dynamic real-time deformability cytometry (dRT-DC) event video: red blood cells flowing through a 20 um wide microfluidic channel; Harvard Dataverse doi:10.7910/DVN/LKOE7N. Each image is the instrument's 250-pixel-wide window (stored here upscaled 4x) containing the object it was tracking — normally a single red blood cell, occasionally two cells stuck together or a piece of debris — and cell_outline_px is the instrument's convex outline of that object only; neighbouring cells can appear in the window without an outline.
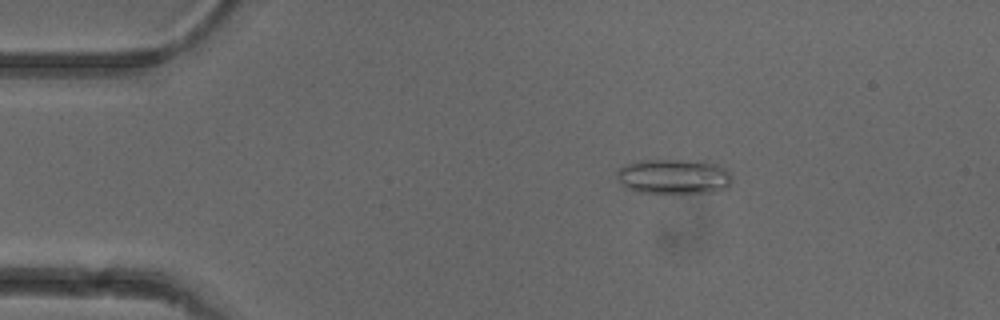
{"species": "common noctule bat (a hibernating species)", "species_latin": "Nyctalus noctula", "temperature_condition": "cold", "stored_images_in_passage": 51, "camera_frame_rate_fps": 3000, "um_per_image_px": 0.085, "animal": {"sex": "female"}, "frame": {"image": 1, "passage_image": 8, "time_ms": 2.333, "image_size_px": [1000, 320], "cell_outline_px": [[732, 180], [728, 188], [720, 192], [640, 192], [624, 188], [616, 176], [616, 172], [624, 164], [640, 160], [704, 160], [716, 164], [724, 168], [732, 176]], "centroid_in_image_um": [57.28, 14.99], "position_along_channel_um": 27.7, "area_um2": 23.76}}
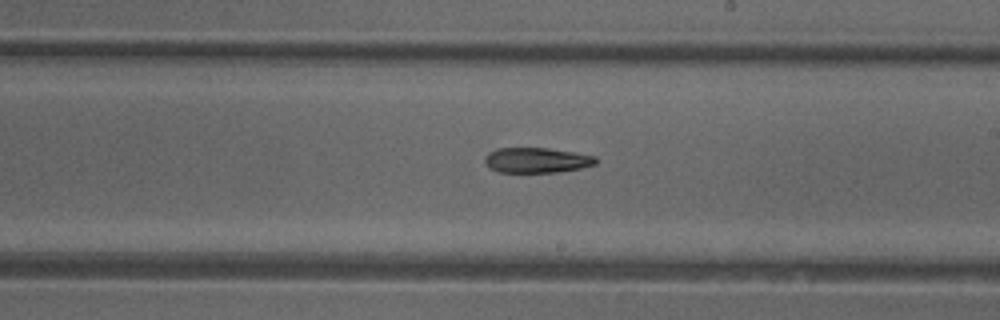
{"frame": {"image": 2, "passage_image": 29, "time_ms": 9.333, "image_size_px": [1000, 320], "cell_outline_px": [[596, 164], [580, 168], [556, 172], [496, 172], [488, 168], [484, 160], [484, 156], [488, 152], [496, 148], [548, 148], [576, 152], [596, 156]], "centroid_in_image_um": [45.57, 13.61], "position_along_channel_um": 243.4, "area_um2": 16.47}}
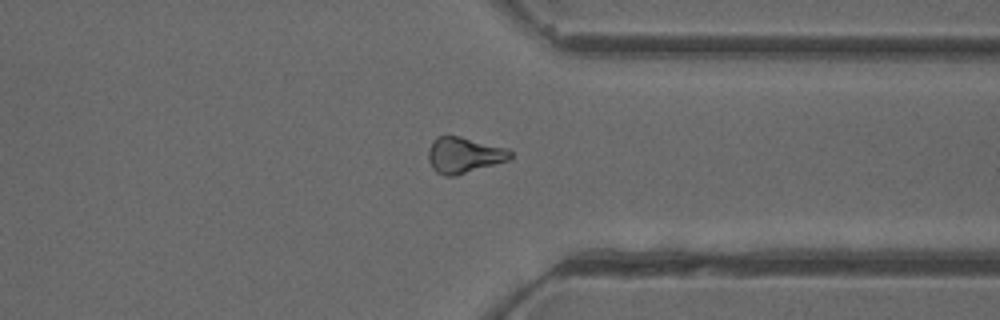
{"frame": {"image": 3, "passage_image": 39, "time_ms": 12.667, "image_size_px": [1000, 320], "cell_outline_px": [[512, 156], [508, 160], [456, 176], [444, 176], [436, 172], [432, 168], [428, 160], [428, 148], [432, 140], [436, 136], [460, 136], [508, 148], [512, 152]], "centroid_in_image_um": [39.41, 13.18], "position_along_channel_um": 372.0, "area_um2": 17.34}, "authors_computed_cell_mechanics": {"area_um2": 17.629, "velocity_mm_per_s": 3.9279, "shape_relaxation_time_tau1_ms": 8.8774, "shape_relaxation_time_tau2_ms": null, "deformation_change_tau1": 0.1473, "deformation_change_tau2": null}}